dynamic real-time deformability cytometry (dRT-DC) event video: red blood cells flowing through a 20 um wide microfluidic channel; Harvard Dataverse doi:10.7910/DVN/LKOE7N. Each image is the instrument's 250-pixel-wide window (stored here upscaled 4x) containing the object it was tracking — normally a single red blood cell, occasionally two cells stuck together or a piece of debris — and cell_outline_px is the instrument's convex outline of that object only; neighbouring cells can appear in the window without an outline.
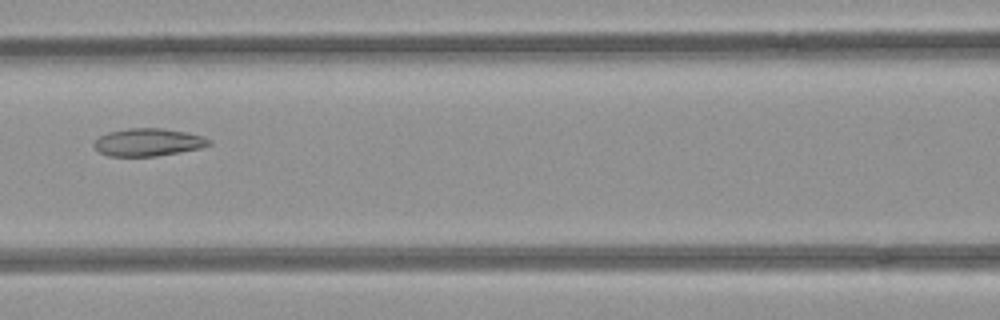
{"species": "common noctule bat (a hibernating species)", "species_latin": "Nyctalus noctula", "temperature_condition": "room temperature", "stored_images_in_passage": 8, "camera_frame_rate_fps": 3000, "um_per_image_px": 0.085, "animal": {"sex": "female", "body_mass_g": 21.9}, "frame": {"image": 1, "passage_image": 8, "time_ms": 2.333, "image_size_px": [1000, 320], "cell_outline_px": [[212, 144], [200, 148], [156, 156], [108, 156], [100, 152], [92, 144], [100, 136], [108, 132], [128, 128], [164, 128], [188, 132], [204, 136], [212, 140]], "centroid_in_image_um": [12.63, 12.08], "position_along_channel_um": 154.0, "area_um2": 18.61}}